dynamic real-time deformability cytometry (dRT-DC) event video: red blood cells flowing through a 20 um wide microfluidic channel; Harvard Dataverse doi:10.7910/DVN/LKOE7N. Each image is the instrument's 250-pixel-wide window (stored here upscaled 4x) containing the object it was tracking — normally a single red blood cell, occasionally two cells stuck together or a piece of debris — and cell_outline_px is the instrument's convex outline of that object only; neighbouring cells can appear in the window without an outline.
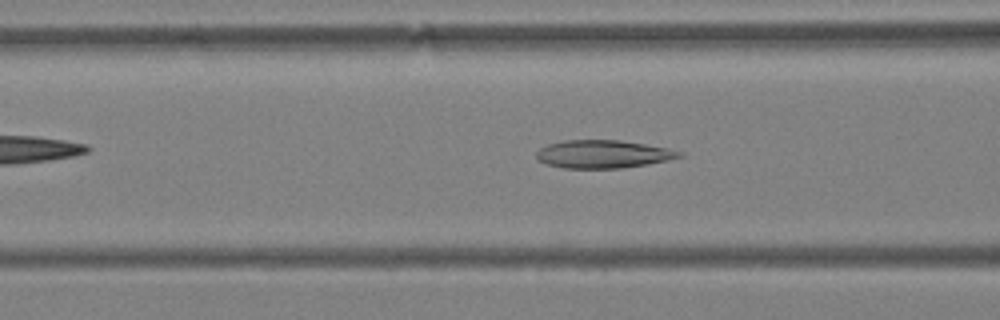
{"species": "Egyptian fruit bat (a non-hibernating species)", "species_latin": "Rousettus aegyptiacus", "temperature_condition": "warm", "stored_images_in_passage": 56, "camera_frame_rate_fps": 3000, "um_per_image_px": 0.085, "animal": {"sex": "female"}, "frame": {"image": 1, "passage_image": 20, "time_ms": 6.333, "image_size_px": [1000, 320], "cell_outline_px": [[684, 156], [668, 160], [648, 164], [624, 168], [564, 168], [548, 164], [540, 160], [536, 156], [536, 152], [540, 148], [548, 144], [564, 140], [620, 140], [668, 148], [684, 152]], "centroid_in_image_um": [51.3, 13.1], "position_along_channel_um": 115.3, "area_um2": 23.29}}
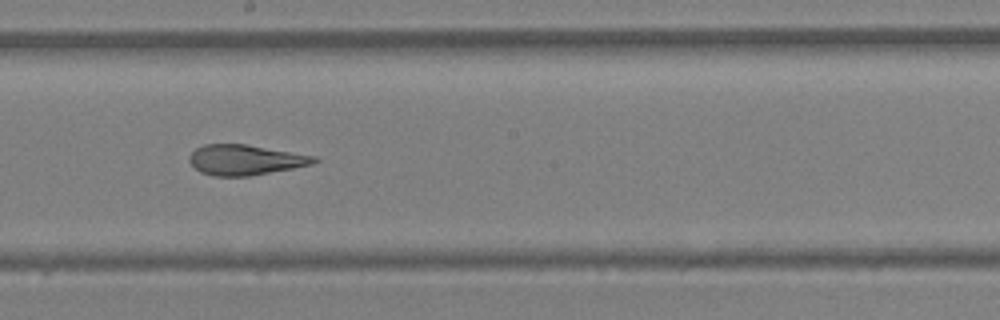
{"frame": {"image": 2, "passage_image": 30, "time_ms": 9.667, "image_size_px": [1000, 320], "cell_outline_px": [[320, 160], [312, 164], [292, 168], [248, 176], [216, 176], [200, 172], [188, 160], [188, 156], [196, 148], [204, 144], [244, 144], [316, 156]], "centroid_in_image_um": [20.83, 13.58], "position_along_channel_um": 227.4, "area_um2": 21.79}}
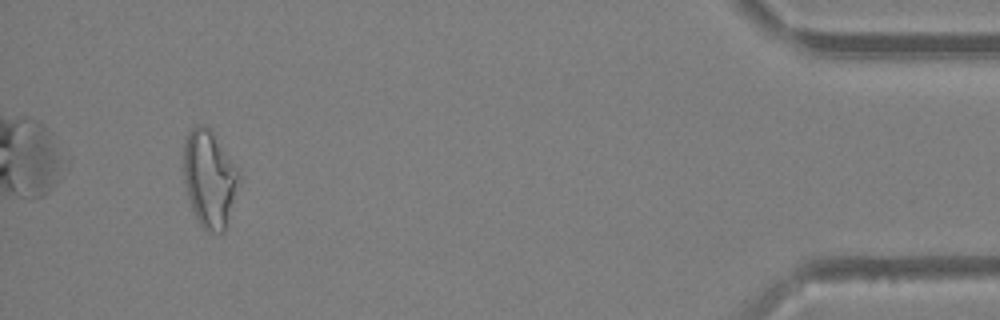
{"frame": {"image": 3, "passage_image": 53, "time_ms": 17.333, "image_size_px": [1000, 320], "cell_outline_px": [[240, 176], [228, 228], [224, 232], [212, 232], [204, 228], [196, 220], [188, 196], [184, 180], [184, 140], [188, 132], [192, 128], [200, 124], [204, 124], [212, 132], [240, 168]], "centroid_in_image_um": [17.83, 15.2], "position_along_channel_um": 417.4, "area_um2": 31.67}, "authors_computed_cell_mechanics": {"area_um2": 25.5476, "velocity_mm_per_s": 3.3628, "shape_relaxation_time_tau1_ms": null, "shape_relaxation_time_tau2_ms": 2.242, "deformation_change_tau1": null, "deformation_change_tau2": 0.1117}}